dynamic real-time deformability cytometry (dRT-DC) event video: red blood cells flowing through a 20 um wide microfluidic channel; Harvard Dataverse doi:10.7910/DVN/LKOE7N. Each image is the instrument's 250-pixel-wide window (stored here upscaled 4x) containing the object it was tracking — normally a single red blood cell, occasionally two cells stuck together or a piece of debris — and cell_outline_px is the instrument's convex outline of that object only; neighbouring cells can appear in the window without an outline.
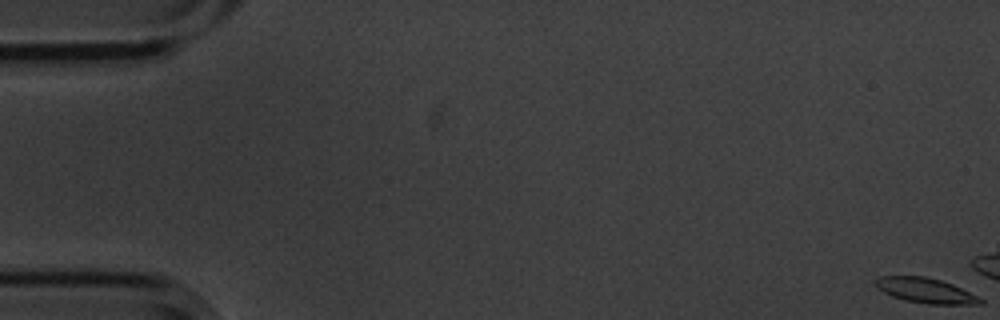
{"species": "common noctule bat (a hibernating species)", "species_latin": "Nyctalus noctula", "temperature_condition": "cold", "stored_images_in_passage": 13, "camera_frame_rate_fps": 3000, "um_per_image_px": 0.085, "animal": {"sex": "male", "body_mass_g": 20.1, "forearm_length_mm": 53.5}, "frame": {"image": 1, "passage_image": 1, "time_ms": 0.0, "image_size_px": [1000, 320], "cell_outline_px": [[984, 304], [928, 304], [904, 300], [892, 296], [884, 292], [872, 284], [872, 280], [880, 276], [924, 276], [940, 280], [952, 284], [984, 300]], "centroid_in_image_um": [78.61, 24.69], "position_along_channel_um": 6.4, "area_um2": 15.26}}